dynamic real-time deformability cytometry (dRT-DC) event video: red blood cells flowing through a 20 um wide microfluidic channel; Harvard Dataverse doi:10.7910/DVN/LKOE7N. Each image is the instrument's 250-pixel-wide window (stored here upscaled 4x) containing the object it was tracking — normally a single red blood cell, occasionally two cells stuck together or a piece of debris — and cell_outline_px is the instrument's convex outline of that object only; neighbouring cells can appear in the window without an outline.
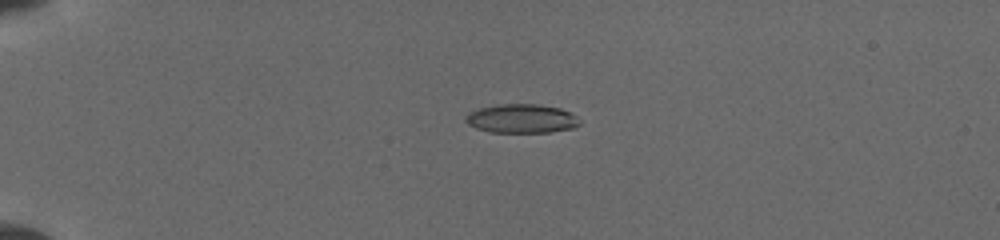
{"species": "common noctule bat (a hibernating species)", "species_latin": "Nyctalus noctula", "temperature_condition": "cold", "stored_images_in_passage": 33, "camera_frame_rate_fps": 3000, "um_per_image_px": 0.085, "animal": {"sex": "female", "body_mass_g": 19.5, "forearm_length_mm": 54.1}, "frame": {"image": 1, "passage_image": 24, "time_ms": 4.667, "image_size_px": [1000, 240], "cell_outline_px": [[580, 124], [572, 128], [552, 132], [492, 132], [476, 128], [468, 124], [464, 120], [468, 112], [480, 108], [500, 104], [536, 104], [560, 108], [568, 112], [580, 120]], "centroid_in_image_um": [44.31, 10.08], "position_along_channel_um": 40.7, "area_um2": 19.07}}